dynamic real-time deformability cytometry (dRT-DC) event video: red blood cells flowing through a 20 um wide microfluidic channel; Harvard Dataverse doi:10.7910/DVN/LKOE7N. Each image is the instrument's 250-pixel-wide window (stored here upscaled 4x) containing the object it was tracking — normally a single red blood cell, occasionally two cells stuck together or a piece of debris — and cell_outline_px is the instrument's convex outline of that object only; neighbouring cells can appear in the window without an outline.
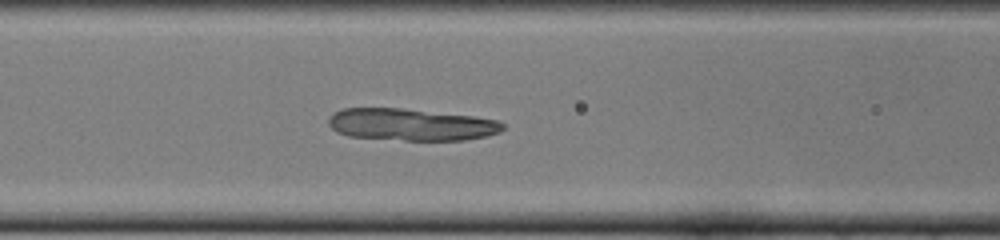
{"species": "common noctule bat (a hibernating species)", "species_latin": "Nyctalus noctula", "temperature_condition": "cold", "stored_images_in_passage": 43, "camera_frame_rate_fps": 3000, "um_per_image_px": 0.085, "animal": {"sex": "female", "body_mass_g": 22.0, "forearm_length_mm": 56.7}, "frame": {"image": 1, "passage_image": 13, "time_ms": 4.0, "image_size_px": [1000, 240], "cell_outline_px": [[504, 128], [500, 132], [488, 136], [464, 140], [404, 140], [348, 136], [336, 132], [328, 124], [328, 120], [336, 112], [344, 108], [400, 108], [472, 116], [496, 120], [504, 124]], "centroid_in_image_um": [34.95, 10.59], "position_along_channel_um": 131.7, "area_um2": 32.31}}
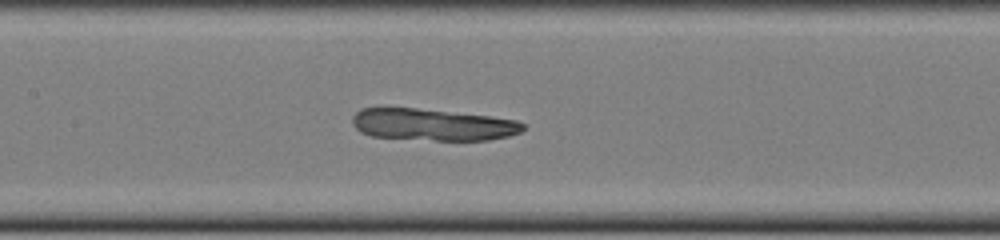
{"frame": {"image": 2, "passage_image": 16, "time_ms": 5.0, "image_size_px": [1000, 240], "cell_outline_px": [[524, 128], [520, 132], [508, 136], [488, 140], [436, 140], [372, 136], [360, 132], [352, 124], [352, 116], [360, 108], [416, 108], [488, 116], [516, 120], [524, 124]], "centroid_in_image_um": [36.75, 10.59], "position_along_channel_um": 170.7, "area_um2": 31.39}}